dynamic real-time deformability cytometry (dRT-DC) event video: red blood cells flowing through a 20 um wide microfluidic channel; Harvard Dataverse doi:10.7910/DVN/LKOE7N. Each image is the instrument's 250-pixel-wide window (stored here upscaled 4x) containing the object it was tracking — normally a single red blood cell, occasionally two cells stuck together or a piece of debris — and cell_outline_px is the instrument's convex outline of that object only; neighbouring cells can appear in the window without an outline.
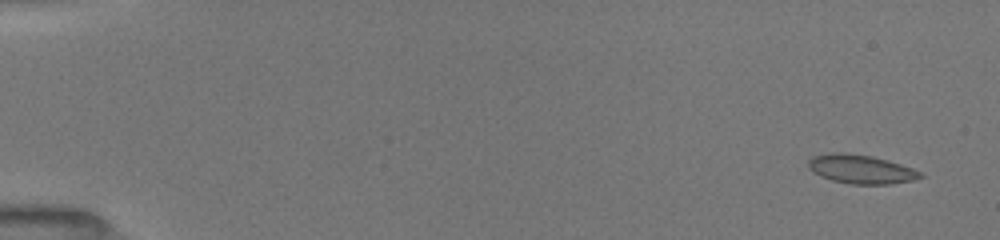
{"species": "common noctule bat (a hibernating species)", "species_latin": "Nyctalus noctula", "temperature_condition": "room temperature", "stored_images_in_passage": 14, "camera_frame_rate_fps": 3000, "um_per_image_px": 0.085, "animal": {"sex": "female", "body_mass_g": 19.5, "forearm_length_mm": 54.1}, "frame": {"image": 1, "passage_image": 3, "time_ms": 0.667, "image_size_px": [1000, 240], "cell_outline_px": [[924, 176], [912, 180], [888, 184], [852, 184], [832, 180], [820, 176], [812, 172], [808, 168], [808, 160], [812, 156], [832, 152], [840, 152], [872, 156], [900, 164], [912, 168], [920, 172]], "centroid_in_image_um": [73.12, 14.37], "position_along_channel_um": 11.9, "area_um2": 18.73}}